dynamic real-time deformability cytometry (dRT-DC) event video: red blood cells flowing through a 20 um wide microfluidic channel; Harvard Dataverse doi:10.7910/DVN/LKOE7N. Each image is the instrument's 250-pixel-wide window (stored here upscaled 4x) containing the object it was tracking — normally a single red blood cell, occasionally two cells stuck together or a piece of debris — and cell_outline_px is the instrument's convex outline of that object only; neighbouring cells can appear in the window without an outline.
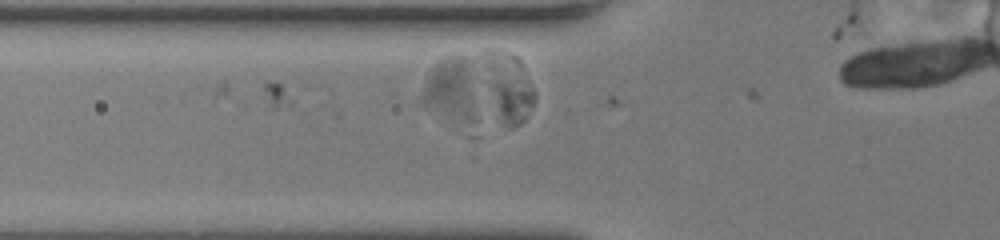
{"species": "human", "species_latin": "Homo sapiens", "temperature_condition": "room temperature", "stored_images_in_passage": 6, "segment_of_instrument_passage": [2, 2], "camera_frame_rate_fps": 3000, "um_per_image_px": 0.085, "donor": {"sex": "female"}, "frame": {"image": 1, "passage_image": 3, "time_ms": 0.667, "image_size_px": [1000, 240], "cell_outline_px": [[476, 120], [464, 120], [428, 108], [424, 104], [424, 88], [432, 68], [444, 56], [464, 56], [472, 60]], "centroid_in_image_um": [38.4, 7.48], "position_along_channel_um": 87.4, "area_um2": 19.19}}